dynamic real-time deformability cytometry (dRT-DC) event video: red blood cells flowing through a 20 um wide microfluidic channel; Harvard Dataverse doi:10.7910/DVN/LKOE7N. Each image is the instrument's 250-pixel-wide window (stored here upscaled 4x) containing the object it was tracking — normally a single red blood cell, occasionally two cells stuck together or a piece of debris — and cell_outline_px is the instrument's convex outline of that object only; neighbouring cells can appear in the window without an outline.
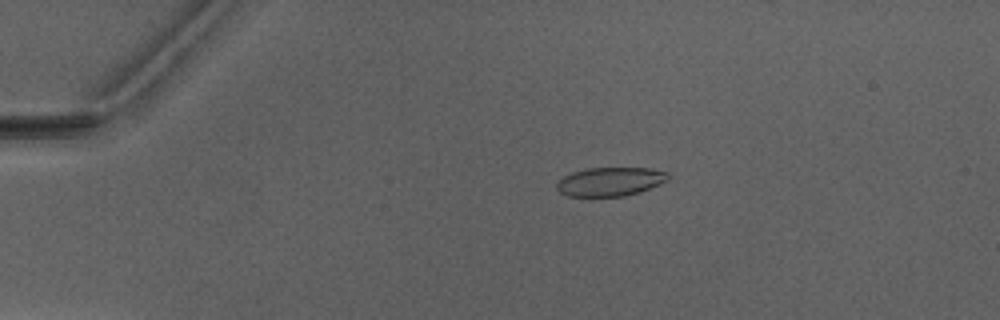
{"species": "Egyptian fruit bat (a non-hibernating species)", "species_latin": "Rousettus aegyptiacus", "temperature_condition": "warm", "stored_images_in_passage": 4, "camera_frame_rate_fps": 3000, "um_per_image_px": 0.085, "animal": {"sex": "male"}, "frame": {"image": 1, "passage_image": 1, "time_ms": 0.0, "image_size_px": [1000, 320], "cell_outline_px": [[668, 180], [660, 184], [640, 192], [624, 196], [568, 196], [560, 192], [556, 188], [556, 184], [564, 176], [572, 172], [588, 168], [648, 168], [668, 172]], "centroid_in_image_um": [51.87, 15.44], "position_along_channel_um": 33.1, "area_um2": 18.61}}
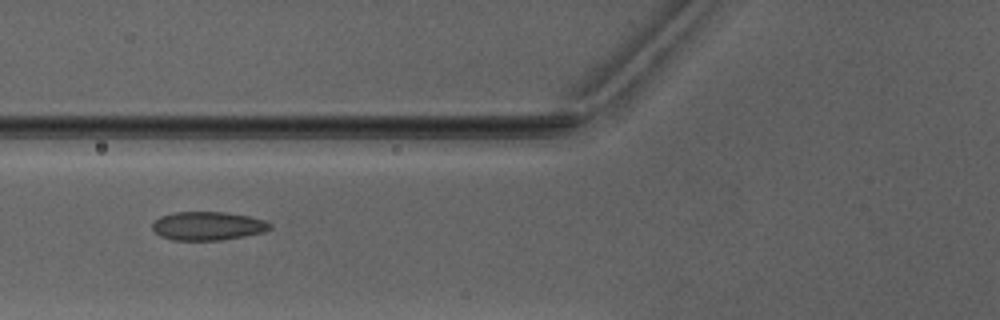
{"frame": {"image": 2, "passage_image": 3, "time_ms": 3.333, "image_size_px": [1000, 320], "cell_outline_px": [[272, 228], [264, 232], [244, 236], [220, 240], [172, 240], [160, 236], [152, 228], [152, 224], [160, 216], [172, 212], [224, 212], [248, 216], [264, 220], [272, 224]], "centroid_in_image_um": [17.66, 19.2], "position_along_channel_um": 108.1, "area_um2": 19.59}}
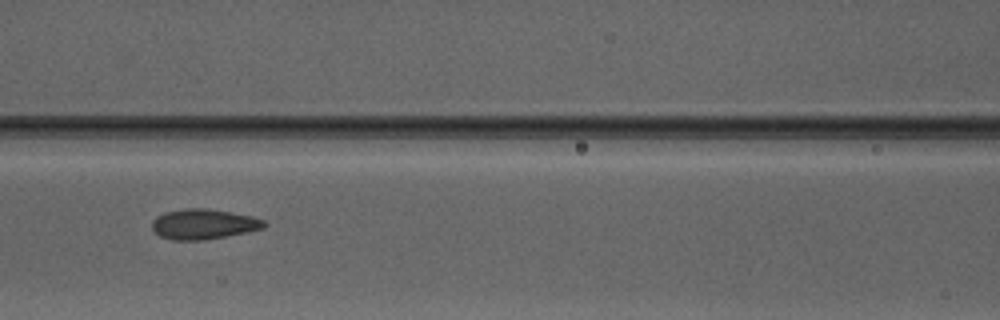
{"frame": {"image": 3, "passage_image": 4, "time_ms": 4.333, "image_size_px": [1000, 320], "cell_outline_px": [[268, 224], [264, 228], [204, 240], [172, 240], [160, 236], [152, 228], [152, 220], [156, 216], [164, 212], [184, 208], [204, 208], [252, 216], [264, 220]], "centroid_in_image_um": [17.27, 19.04], "position_along_channel_um": 149.3, "area_um2": 19.59}}